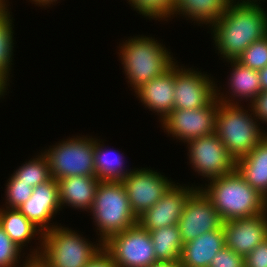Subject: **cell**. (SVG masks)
<instances>
[{
  "label": "cell",
  "instance_id": "6da1fadb",
  "mask_svg": "<svg viewBox=\"0 0 267 267\" xmlns=\"http://www.w3.org/2000/svg\"><path fill=\"white\" fill-rule=\"evenodd\" d=\"M267 13L258 3L232 0L212 24L217 50L227 60H236L253 42L267 35Z\"/></svg>",
  "mask_w": 267,
  "mask_h": 267
},
{
  "label": "cell",
  "instance_id": "7a4b0ae2",
  "mask_svg": "<svg viewBox=\"0 0 267 267\" xmlns=\"http://www.w3.org/2000/svg\"><path fill=\"white\" fill-rule=\"evenodd\" d=\"M197 188L213 203L223 221L267 212V199L252 188L236 169L211 179L207 189Z\"/></svg>",
  "mask_w": 267,
  "mask_h": 267
},
{
  "label": "cell",
  "instance_id": "3957f363",
  "mask_svg": "<svg viewBox=\"0 0 267 267\" xmlns=\"http://www.w3.org/2000/svg\"><path fill=\"white\" fill-rule=\"evenodd\" d=\"M219 95L220 93H216L220 103L216 112L215 134L230 155L237 160L259 144L266 133H261L262 129L258 128L259 125L252 118V114H248L242 106L239 107L238 102L234 103V99L226 100L227 97Z\"/></svg>",
  "mask_w": 267,
  "mask_h": 267
},
{
  "label": "cell",
  "instance_id": "277c9868",
  "mask_svg": "<svg viewBox=\"0 0 267 267\" xmlns=\"http://www.w3.org/2000/svg\"><path fill=\"white\" fill-rule=\"evenodd\" d=\"M40 239L41 251L34 249L29 258L38 259L44 267H85L103 248V243L93 245L72 229L57 225Z\"/></svg>",
  "mask_w": 267,
  "mask_h": 267
},
{
  "label": "cell",
  "instance_id": "5b68a950",
  "mask_svg": "<svg viewBox=\"0 0 267 267\" xmlns=\"http://www.w3.org/2000/svg\"><path fill=\"white\" fill-rule=\"evenodd\" d=\"M119 51L128 82L135 91L175 64L171 53L152 37L135 36L125 41Z\"/></svg>",
  "mask_w": 267,
  "mask_h": 267
},
{
  "label": "cell",
  "instance_id": "8992f818",
  "mask_svg": "<svg viewBox=\"0 0 267 267\" xmlns=\"http://www.w3.org/2000/svg\"><path fill=\"white\" fill-rule=\"evenodd\" d=\"M92 216L100 241L104 243L110 236L122 232L138 223L132 212L125 187L121 180H100L94 197Z\"/></svg>",
  "mask_w": 267,
  "mask_h": 267
},
{
  "label": "cell",
  "instance_id": "52a82bcc",
  "mask_svg": "<svg viewBox=\"0 0 267 267\" xmlns=\"http://www.w3.org/2000/svg\"><path fill=\"white\" fill-rule=\"evenodd\" d=\"M95 147L96 138L77 136L43 152L49 163L51 177L58 181L71 176H96Z\"/></svg>",
  "mask_w": 267,
  "mask_h": 267
},
{
  "label": "cell",
  "instance_id": "ba28073f",
  "mask_svg": "<svg viewBox=\"0 0 267 267\" xmlns=\"http://www.w3.org/2000/svg\"><path fill=\"white\" fill-rule=\"evenodd\" d=\"M103 249L117 267H150L158 262L150 233L139 223L110 236Z\"/></svg>",
  "mask_w": 267,
  "mask_h": 267
},
{
  "label": "cell",
  "instance_id": "9c48e42d",
  "mask_svg": "<svg viewBox=\"0 0 267 267\" xmlns=\"http://www.w3.org/2000/svg\"><path fill=\"white\" fill-rule=\"evenodd\" d=\"M187 143L190 164L201 176L211 180L235 170L236 160L215 133Z\"/></svg>",
  "mask_w": 267,
  "mask_h": 267
},
{
  "label": "cell",
  "instance_id": "30bf717a",
  "mask_svg": "<svg viewBox=\"0 0 267 267\" xmlns=\"http://www.w3.org/2000/svg\"><path fill=\"white\" fill-rule=\"evenodd\" d=\"M215 98L209 105L184 110H172L162 123L168 134L183 142H189L197 137L215 133V120L218 104Z\"/></svg>",
  "mask_w": 267,
  "mask_h": 267
},
{
  "label": "cell",
  "instance_id": "8fae6325",
  "mask_svg": "<svg viewBox=\"0 0 267 267\" xmlns=\"http://www.w3.org/2000/svg\"><path fill=\"white\" fill-rule=\"evenodd\" d=\"M132 212L138 218L152 207L173 185L164 175L150 169H133L121 180Z\"/></svg>",
  "mask_w": 267,
  "mask_h": 267
},
{
  "label": "cell",
  "instance_id": "7c38bea8",
  "mask_svg": "<svg viewBox=\"0 0 267 267\" xmlns=\"http://www.w3.org/2000/svg\"><path fill=\"white\" fill-rule=\"evenodd\" d=\"M216 88L207 74L185 70L174 64V110H191L209 105L220 91Z\"/></svg>",
  "mask_w": 267,
  "mask_h": 267
},
{
  "label": "cell",
  "instance_id": "4fadbf2b",
  "mask_svg": "<svg viewBox=\"0 0 267 267\" xmlns=\"http://www.w3.org/2000/svg\"><path fill=\"white\" fill-rule=\"evenodd\" d=\"M223 222L213 203L197 188L185 202L178 222L182 242L186 243L205 232L218 230Z\"/></svg>",
  "mask_w": 267,
  "mask_h": 267
},
{
  "label": "cell",
  "instance_id": "5bb4252c",
  "mask_svg": "<svg viewBox=\"0 0 267 267\" xmlns=\"http://www.w3.org/2000/svg\"><path fill=\"white\" fill-rule=\"evenodd\" d=\"M196 189L173 183L159 201L138 217V223L147 231L178 225L185 202Z\"/></svg>",
  "mask_w": 267,
  "mask_h": 267
},
{
  "label": "cell",
  "instance_id": "9a60e30c",
  "mask_svg": "<svg viewBox=\"0 0 267 267\" xmlns=\"http://www.w3.org/2000/svg\"><path fill=\"white\" fill-rule=\"evenodd\" d=\"M222 228L225 246L245 257L267 238V215L226 220Z\"/></svg>",
  "mask_w": 267,
  "mask_h": 267
},
{
  "label": "cell",
  "instance_id": "2e32d148",
  "mask_svg": "<svg viewBox=\"0 0 267 267\" xmlns=\"http://www.w3.org/2000/svg\"><path fill=\"white\" fill-rule=\"evenodd\" d=\"M60 208L58 182L51 177L48 181L34 187L30 198L17 209L42 233H45L54 227L48 224Z\"/></svg>",
  "mask_w": 267,
  "mask_h": 267
},
{
  "label": "cell",
  "instance_id": "e0dca14e",
  "mask_svg": "<svg viewBox=\"0 0 267 267\" xmlns=\"http://www.w3.org/2000/svg\"><path fill=\"white\" fill-rule=\"evenodd\" d=\"M135 93L145 107L160 113V121H163L174 110V65L164 74L144 83Z\"/></svg>",
  "mask_w": 267,
  "mask_h": 267
},
{
  "label": "cell",
  "instance_id": "ac0fdd59",
  "mask_svg": "<svg viewBox=\"0 0 267 267\" xmlns=\"http://www.w3.org/2000/svg\"><path fill=\"white\" fill-rule=\"evenodd\" d=\"M224 247L225 235L221 227L184 243L180 261L184 267H208L213 256Z\"/></svg>",
  "mask_w": 267,
  "mask_h": 267
},
{
  "label": "cell",
  "instance_id": "d6986e66",
  "mask_svg": "<svg viewBox=\"0 0 267 267\" xmlns=\"http://www.w3.org/2000/svg\"><path fill=\"white\" fill-rule=\"evenodd\" d=\"M60 205L90 210L100 180L97 176H71L57 181Z\"/></svg>",
  "mask_w": 267,
  "mask_h": 267
},
{
  "label": "cell",
  "instance_id": "ffe728a7",
  "mask_svg": "<svg viewBox=\"0 0 267 267\" xmlns=\"http://www.w3.org/2000/svg\"><path fill=\"white\" fill-rule=\"evenodd\" d=\"M235 169L267 199V135L246 156L236 160Z\"/></svg>",
  "mask_w": 267,
  "mask_h": 267
},
{
  "label": "cell",
  "instance_id": "44dd1931",
  "mask_svg": "<svg viewBox=\"0 0 267 267\" xmlns=\"http://www.w3.org/2000/svg\"><path fill=\"white\" fill-rule=\"evenodd\" d=\"M232 0H175L174 13L212 25L226 11Z\"/></svg>",
  "mask_w": 267,
  "mask_h": 267
},
{
  "label": "cell",
  "instance_id": "7402d4cb",
  "mask_svg": "<svg viewBox=\"0 0 267 267\" xmlns=\"http://www.w3.org/2000/svg\"><path fill=\"white\" fill-rule=\"evenodd\" d=\"M0 226L7 233L10 239L21 249L25 243H29L34 235L41 233V230L30 222L18 209H0ZM39 231V233H37Z\"/></svg>",
  "mask_w": 267,
  "mask_h": 267
},
{
  "label": "cell",
  "instance_id": "603a6c76",
  "mask_svg": "<svg viewBox=\"0 0 267 267\" xmlns=\"http://www.w3.org/2000/svg\"><path fill=\"white\" fill-rule=\"evenodd\" d=\"M158 262L180 259L183 242L178 225L149 231Z\"/></svg>",
  "mask_w": 267,
  "mask_h": 267
},
{
  "label": "cell",
  "instance_id": "cb8c5ba5",
  "mask_svg": "<svg viewBox=\"0 0 267 267\" xmlns=\"http://www.w3.org/2000/svg\"><path fill=\"white\" fill-rule=\"evenodd\" d=\"M228 62H231V67H234L229 79L230 89H232L231 95L233 97L239 96L240 99L251 98L250 103H252L262 92L259 72L242 65L237 60H228Z\"/></svg>",
  "mask_w": 267,
  "mask_h": 267
},
{
  "label": "cell",
  "instance_id": "d4e9b609",
  "mask_svg": "<svg viewBox=\"0 0 267 267\" xmlns=\"http://www.w3.org/2000/svg\"><path fill=\"white\" fill-rule=\"evenodd\" d=\"M96 139V147L94 153L96 176L99 180H122L131 171L124 170L123 157L119 156L114 150L115 156H110L109 152L112 150H104V145L98 142Z\"/></svg>",
  "mask_w": 267,
  "mask_h": 267
},
{
  "label": "cell",
  "instance_id": "484cf974",
  "mask_svg": "<svg viewBox=\"0 0 267 267\" xmlns=\"http://www.w3.org/2000/svg\"><path fill=\"white\" fill-rule=\"evenodd\" d=\"M41 154L37 158L29 160V162H25L19 169H16L13 176L20 183L29 184L34 188L51 178L47 157L43 153Z\"/></svg>",
  "mask_w": 267,
  "mask_h": 267
},
{
  "label": "cell",
  "instance_id": "4316f807",
  "mask_svg": "<svg viewBox=\"0 0 267 267\" xmlns=\"http://www.w3.org/2000/svg\"><path fill=\"white\" fill-rule=\"evenodd\" d=\"M10 16L8 9L0 16V73L8 80L14 45L12 19Z\"/></svg>",
  "mask_w": 267,
  "mask_h": 267
},
{
  "label": "cell",
  "instance_id": "83f0119b",
  "mask_svg": "<svg viewBox=\"0 0 267 267\" xmlns=\"http://www.w3.org/2000/svg\"><path fill=\"white\" fill-rule=\"evenodd\" d=\"M134 10L152 19H166L174 13L175 0H128Z\"/></svg>",
  "mask_w": 267,
  "mask_h": 267
},
{
  "label": "cell",
  "instance_id": "f1b7e54d",
  "mask_svg": "<svg viewBox=\"0 0 267 267\" xmlns=\"http://www.w3.org/2000/svg\"><path fill=\"white\" fill-rule=\"evenodd\" d=\"M242 65L259 71L267 66V35L253 42L236 59Z\"/></svg>",
  "mask_w": 267,
  "mask_h": 267
},
{
  "label": "cell",
  "instance_id": "f546056e",
  "mask_svg": "<svg viewBox=\"0 0 267 267\" xmlns=\"http://www.w3.org/2000/svg\"><path fill=\"white\" fill-rule=\"evenodd\" d=\"M6 208L17 209L26 202L33 193V187L29 184L20 183L13 175L6 184Z\"/></svg>",
  "mask_w": 267,
  "mask_h": 267
},
{
  "label": "cell",
  "instance_id": "4dcf8cb0",
  "mask_svg": "<svg viewBox=\"0 0 267 267\" xmlns=\"http://www.w3.org/2000/svg\"><path fill=\"white\" fill-rule=\"evenodd\" d=\"M21 250L0 226V267H15Z\"/></svg>",
  "mask_w": 267,
  "mask_h": 267
},
{
  "label": "cell",
  "instance_id": "1f68e13d",
  "mask_svg": "<svg viewBox=\"0 0 267 267\" xmlns=\"http://www.w3.org/2000/svg\"><path fill=\"white\" fill-rule=\"evenodd\" d=\"M208 267H245L244 257L225 246L213 256Z\"/></svg>",
  "mask_w": 267,
  "mask_h": 267
},
{
  "label": "cell",
  "instance_id": "d6a6232c",
  "mask_svg": "<svg viewBox=\"0 0 267 267\" xmlns=\"http://www.w3.org/2000/svg\"><path fill=\"white\" fill-rule=\"evenodd\" d=\"M245 267H267V238L244 257Z\"/></svg>",
  "mask_w": 267,
  "mask_h": 267
},
{
  "label": "cell",
  "instance_id": "836d02e7",
  "mask_svg": "<svg viewBox=\"0 0 267 267\" xmlns=\"http://www.w3.org/2000/svg\"><path fill=\"white\" fill-rule=\"evenodd\" d=\"M251 109L253 116L256 121L259 118L260 121L267 122V91L261 92L251 103ZM262 119V120H261Z\"/></svg>",
  "mask_w": 267,
  "mask_h": 267
},
{
  "label": "cell",
  "instance_id": "e575fe53",
  "mask_svg": "<svg viewBox=\"0 0 267 267\" xmlns=\"http://www.w3.org/2000/svg\"><path fill=\"white\" fill-rule=\"evenodd\" d=\"M85 267H117L111 256L102 248Z\"/></svg>",
  "mask_w": 267,
  "mask_h": 267
},
{
  "label": "cell",
  "instance_id": "d590c367",
  "mask_svg": "<svg viewBox=\"0 0 267 267\" xmlns=\"http://www.w3.org/2000/svg\"><path fill=\"white\" fill-rule=\"evenodd\" d=\"M150 267H184L180 261L174 260V261H164V262H157L155 264H152Z\"/></svg>",
  "mask_w": 267,
  "mask_h": 267
},
{
  "label": "cell",
  "instance_id": "8d00e7d4",
  "mask_svg": "<svg viewBox=\"0 0 267 267\" xmlns=\"http://www.w3.org/2000/svg\"><path fill=\"white\" fill-rule=\"evenodd\" d=\"M259 79L261 84V90L267 91V66L264 67L262 70H259Z\"/></svg>",
  "mask_w": 267,
  "mask_h": 267
},
{
  "label": "cell",
  "instance_id": "74e56055",
  "mask_svg": "<svg viewBox=\"0 0 267 267\" xmlns=\"http://www.w3.org/2000/svg\"><path fill=\"white\" fill-rule=\"evenodd\" d=\"M7 81L8 79L0 73V97L6 92V87L8 86Z\"/></svg>",
  "mask_w": 267,
  "mask_h": 267
},
{
  "label": "cell",
  "instance_id": "f35d334b",
  "mask_svg": "<svg viewBox=\"0 0 267 267\" xmlns=\"http://www.w3.org/2000/svg\"><path fill=\"white\" fill-rule=\"evenodd\" d=\"M25 262V264L23 263V267H44L39 261L38 259H30Z\"/></svg>",
  "mask_w": 267,
  "mask_h": 267
},
{
  "label": "cell",
  "instance_id": "ab89813d",
  "mask_svg": "<svg viewBox=\"0 0 267 267\" xmlns=\"http://www.w3.org/2000/svg\"><path fill=\"white\" fill-rule=\"evenodd\" d=\"M33 2H36V3H34V4H39L40 6L41 5H47V6H49V4L51 5L53 2H55V1H57V0H32Z\"/></svg>",
  "mask_w": 267,
  "mask_h": 267
},
{
  "label": "cell",
  "instance_id": "60d3db41",
  "mask_svg": "<svg viewBox=\"0 0 267 267\" xmlns=\"http://www.w3.org/2000/svg\"><path fill=\"white\" fill-rule=\"evenodd\" d=\"M7 4L5 0H0V16L7 10Z\"/></svg>",
  "mask_w": 267,
  "mask_h": 267
},
{
  "label": "cell",
  "instance_id": "b9f144b4",
  "mask_svg": "<svg viewBox=\"0 0 267 267\" xmlns=\"http://www.w3.org/2000/svg\"><path fill=\"white\" fill-rule=\"evenodd\" d=\"M236 2V0H235ZM241 2H251V3H257V0H241Z\"/></svg>",
  "mask_w": 267,
  "mask_h": 267
}]
</instances>
